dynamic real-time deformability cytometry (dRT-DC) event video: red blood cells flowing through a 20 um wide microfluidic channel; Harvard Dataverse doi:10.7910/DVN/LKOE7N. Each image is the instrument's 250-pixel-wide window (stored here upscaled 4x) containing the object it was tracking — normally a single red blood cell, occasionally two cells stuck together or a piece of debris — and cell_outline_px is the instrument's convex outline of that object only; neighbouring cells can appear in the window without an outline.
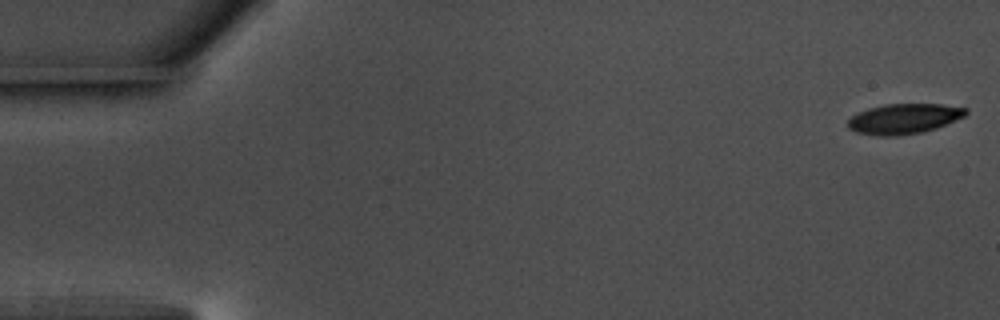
{"species": "common noctule bat (a hibernating species)", "species_latin": "Nyctalus noctula", "temperature_condition": "warm", "stored_images_in_passage": 14, "camera_frame_rate_fps": 3000, "um_per_image_px": 0.085, "animal": {"sex": "male", "body_mass_g": 17.5, "forearm_length_mm": 52.3}, "frame": {"image": 1, "passage_image": 1, "time_ms": 0.0, "image_size_px": [1000, 320], "cell_outline_px": [[968, 112], [964, 116], [936, 128], [920, 132], [896, 136], [880, 136], [856, 132], [848, 128], [848, 120], [856, 112], [868, 108], [884, 104], [940, 104], [968, 108]], "centroid_in_image_um": [76.8, 10.08], "position_along_channel_um": 8.2, "area_um2": 20.69}}